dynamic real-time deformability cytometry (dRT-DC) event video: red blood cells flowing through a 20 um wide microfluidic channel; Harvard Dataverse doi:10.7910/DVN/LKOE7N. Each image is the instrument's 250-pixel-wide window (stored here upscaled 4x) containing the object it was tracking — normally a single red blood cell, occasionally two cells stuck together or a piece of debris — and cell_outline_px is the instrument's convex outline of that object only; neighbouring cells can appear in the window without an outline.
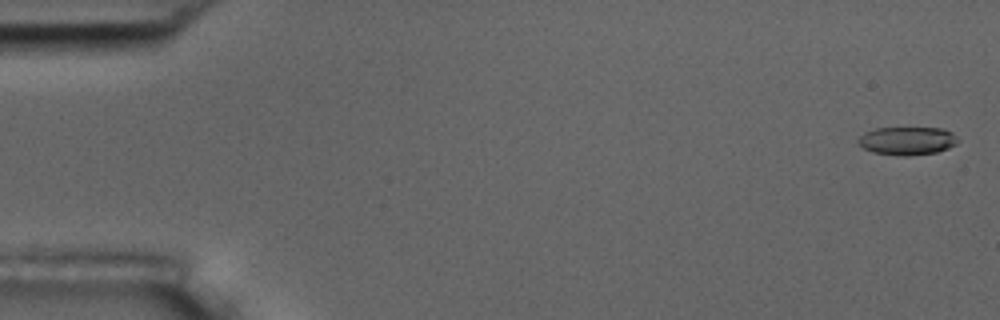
{"species": "common noctule bat (a hibernating species)", "species_latin": "Nyctalus noctula", "temperature_condition": "room temperature", "stored_images_in_passage": 32, "camera_frame_rate_fps": 3000, "um_per_image_px": 0.085, "animal": {"sex": "male", "body_mass_g": 17.5, "forearm_length_mm": 52.3}, "frame": {"image": 1, "passage_image": 2, "time_ms": 0.333, "image_size_px": [1000, 320], "cell_outline_px": [[960, 140], [956, 144], [948, 148], [936, 152], [908, 156], [900, 156], [872, 152], [864, 148], [856, 140], [864, 132], [876, 128], [940, 128], [952, 132]], "centroid_in_image_um": [77.11, 11.97], "position_along_channel_um": 7.9, "area_um2": 16.42}}
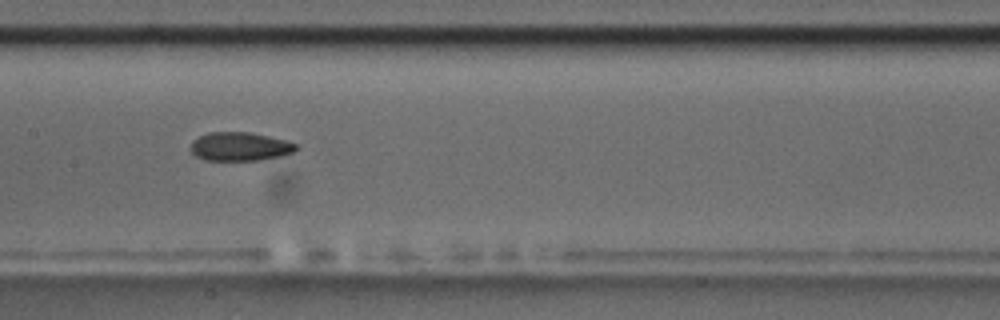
{"frame": {"image": 2, "passage_image": 28, "time_ms": 9.0, "image_size_px": [1000, 320], "cell_outline_px": [[300, 148], [296, 152], [280, 156], [260, 160], [204, 160], [196, 156], [188, 148], [192, 140], [208, 132], [248, 132], [288, 140], [300, 144]], "centroid_in_image_um": [20.44, 12.45], "position_along_channel_um": 187.0, "area_um2": 17.98}}
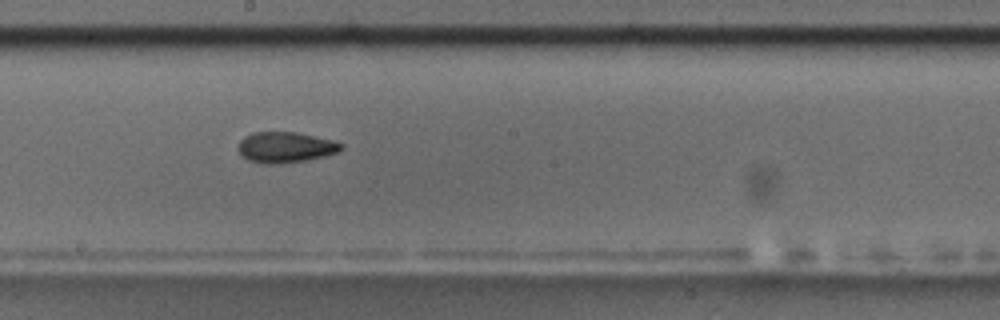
{"frame": {"image": 3, "passage_image": 31, "time_ms": 10.0, "image_size_px": [1000, 320], "cell_outline_px": [[344, 148], [340, 152], [324, 156], [304, 160], [272, 164], [264, 164], [248, 160], [236, 148], [240, 140], [244, 136], [252, 132], [296, 132], [332, 140], [344, 144]], "centroid_in_image_um": [24.26, 12.51], "position_along_channel_um": 223.9, "area_um2": 18.44}}